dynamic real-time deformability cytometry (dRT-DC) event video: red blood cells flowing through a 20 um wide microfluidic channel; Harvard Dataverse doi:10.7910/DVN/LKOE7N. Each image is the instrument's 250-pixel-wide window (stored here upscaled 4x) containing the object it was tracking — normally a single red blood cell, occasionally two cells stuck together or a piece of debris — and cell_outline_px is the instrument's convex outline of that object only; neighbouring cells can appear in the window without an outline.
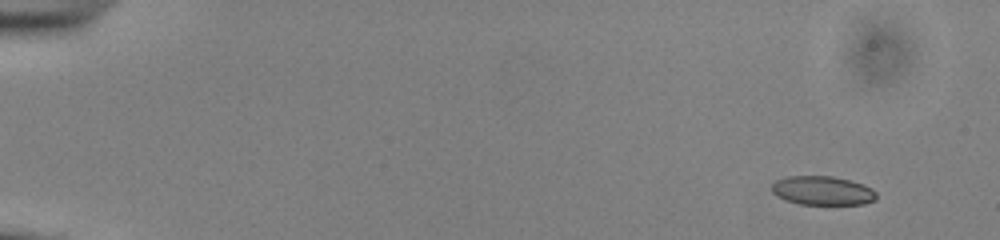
{"species": "common noctule bat (a hibernating species)", "species_latin": "Nyctalus noctula", "temperature_condition": "cold", "stored_images_in_passage": 54, "camera_frame_rate_fps": 3000, "um_per_image_px": 0.085, "animal": {"sex": "male", "body_mass_g": 13.0, "forearm_length_mm": 53.1}, "frame": {"image": 1, "passage_image": 4, "time_ms": 1.0, "image_size_px": [1000, 240], "cell_outline_px": [[876, 200], [864, 204], [800, 204], [784, 200], [776, 196], [772, 192], [772, 184], [776, 180], [788, 176], [832, 176], [864, 184], [872, 188], [876, 192]], "centroid_in_image_um": [69.91, 16.2], "position_along_channel_um": 15.1, "area_um2": 17.74}}
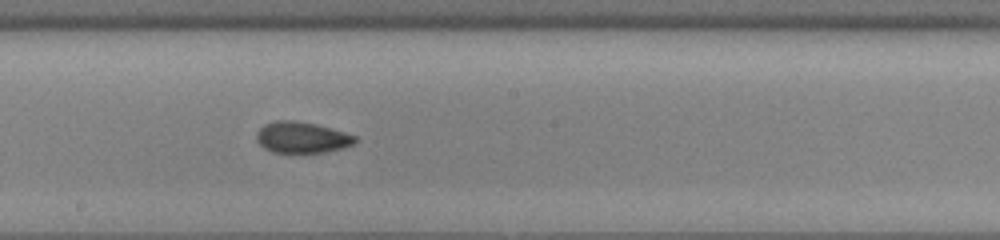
{"frame": {"image": 2, "passage_image": 31, "time_ms": 10.0, "image_size_px": [1000, 240], "cell_outline_px": [[360, 140], [356, 144], [324, 152], [272, 152], [264, 148], [256, 140], [256, 132], [264, 124], [276, 120], [296, 120], [316, 124], [344, 132], [356, 136]], "centroid_in_image_um": [25.66, 11.67], "position_along_channel_um": 222.5, "area_um2": 17.98}}
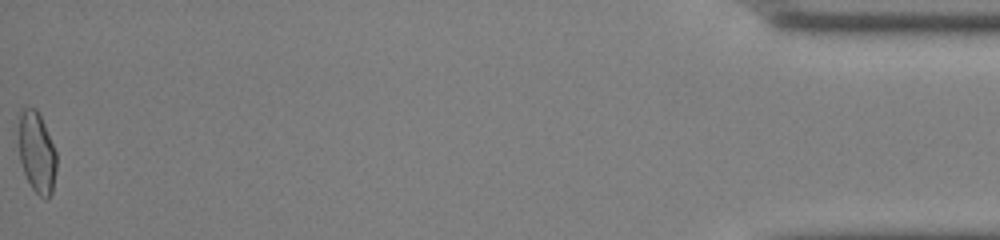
{"frame": {"image": 3, "passage_image": 54, "time_ms": 17.667, "image_size_px": [1000, 240], "cell_outline_px": [[56, 168], [52, 192], [48, 200], [44, 200], [32, 188], [24, 172], [20, 160], [20, 108], [36, 108], [44, 124], [56, 152]], "centroid_in_image_um": [3.15, 12.99], "position_along_channel_um": 432.1, "area_um2": 17.51}, "authors_computed_cell_mechanics": {"area_um2": 17.9758, "velocity_mm_per_s": 3.8942, "shape_relaxation_time_tau1_ms": null, "shape_relaxation_time_tau2_ms": 1.7345, "deformation_change_tau1": null, "deformation_change_tau2": 0.0589}}